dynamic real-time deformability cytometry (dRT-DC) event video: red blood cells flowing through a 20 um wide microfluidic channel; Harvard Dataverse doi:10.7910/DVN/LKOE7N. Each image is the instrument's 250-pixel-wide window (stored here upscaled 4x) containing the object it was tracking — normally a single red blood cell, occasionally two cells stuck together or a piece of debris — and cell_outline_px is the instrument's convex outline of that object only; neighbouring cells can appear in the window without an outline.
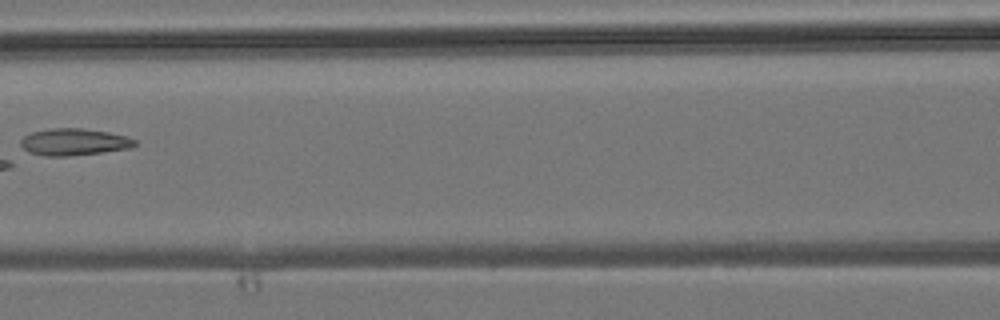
{"species": "common noctule bat (a hibernating species)", "species_latin": "Nyctalus noctula", "temperature_condition": "room temperature", "stored_images_in_passage": 3, "camera_frame_rate_fps": 3000, "um_per_image_px": 0.085, "animal": {"sex": "male", "body_mass_g": 19.2, "forearm_length_mm": 51.8}, "frame": {"image": 1, "passage_image": 3, "time_ms": 2.333, "image_size_px": [1000, 320], "cell_outline_px": [[136, 144], [128, 148], [100, 152], [68, 156], [44, 156], [28, 152], [20, 144], [20, 140], [24, 136], [32, 132], [48, 128], [84, 128], [108, 132], [124, 136], [136, 140]], "centroid_in_image_um": [6.23, 12.06], "position_along_channel_um": 160.4, "area_um2": 17.74}}